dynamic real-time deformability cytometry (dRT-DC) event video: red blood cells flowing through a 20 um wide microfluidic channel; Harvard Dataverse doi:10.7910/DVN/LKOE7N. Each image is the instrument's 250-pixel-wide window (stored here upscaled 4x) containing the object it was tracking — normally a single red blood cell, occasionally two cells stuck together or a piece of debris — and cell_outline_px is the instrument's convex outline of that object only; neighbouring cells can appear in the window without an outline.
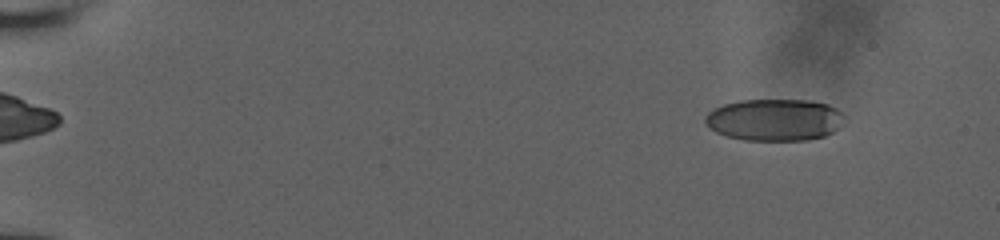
{"species": "human", "species_latin": "Homo sapiens", "temperature_condition": "room temperature", "stored_images_in_passage": 12, "camera_frame_rate_fps": 3000, "um_per_image_px": 0.085, "donor": {"sex": "male"}, "frame": {"image": 1, "passage_image": 4, "time_ms": 1.667, "image_size_px": [1000, 240], "cell_outline_px": [[844, 116], [836, 128], [832, 132], [824, 136], [804, 140], [744, 140], [728, 136], [716, 132], [708, 128], [704, 120], [704, 116], [708, 112], [724, 104], [740, 100], [808, 100], [828, 104], [836, 108]], "centroid_in_image_um": [65.79, 10.18], "position_along_channel_um": 19.2, "area_um2": 33.81}}
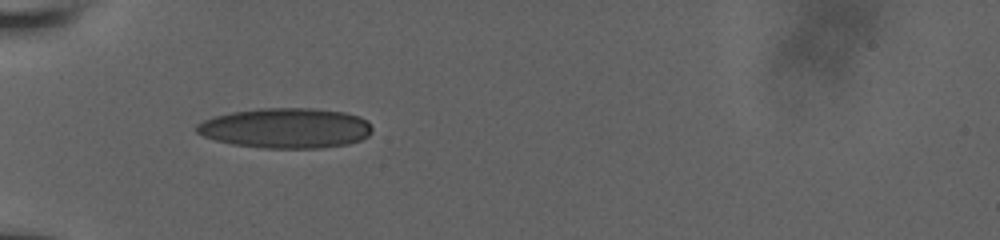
{"frame": {"image": 2, "passage_image": 11, "time_ms": 6.333, "image_size_px": [1000, 240], "cell_outline_px": [[372, 132], [368, 136], [360, 140], [348, 144], [320, 148], [260, 148], [232, 144], [216, 140], [204, 136], [196, 132], [196, 124], [212, 116], [232, 112], [256, 108], [312, 108], [344, 112], [360, 116], [368, 120], [372, 128]], "centroid_in_image_um": [24.3, 10.88], "position_along_channel_um": 60.7, "area_um2": 41.38}}